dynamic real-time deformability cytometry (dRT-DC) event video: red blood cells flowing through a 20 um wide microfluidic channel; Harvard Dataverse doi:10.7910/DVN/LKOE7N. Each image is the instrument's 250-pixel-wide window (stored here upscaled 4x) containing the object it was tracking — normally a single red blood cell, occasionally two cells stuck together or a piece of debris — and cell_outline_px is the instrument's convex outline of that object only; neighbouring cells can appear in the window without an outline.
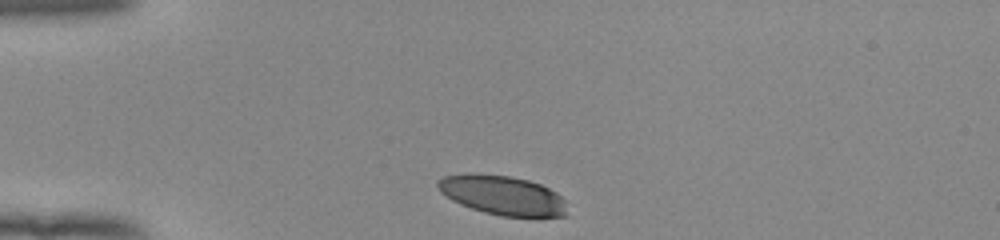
{"species": "human", "species_latin": "Homo sapiens", "temperature_condition": "room temperature", "stored_images_in_passage": 32, "camera_frame_rate_fps": 3000, "um_per_image_px": 0.085, "donor": {"sex": "female"}, "frame": {"image": 1, "passage_image": 1, "time_ms": 0.0, "image_size_px": [1000, 240], "cell_outline_px": [[568, 216], [536, 220], [500, 216], [484, 212], [460, 204], [452, 200], [440, 192], [436, 184], [436, 180], [444, 176], [468, 172], [472, 172], [508, 176], [528, 180], [540, 184], [556, 192], [564, 200]], "centroid_in_image_um": [42.76, 16.64], "position_along_channel_um": 42.2, "area_um2": 30.75}}
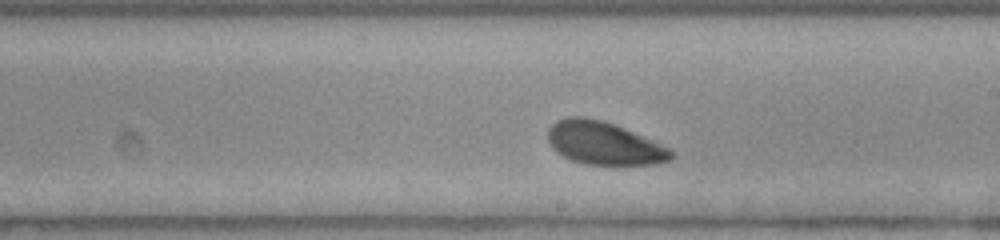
{"frame": {"image": 2, "passage_image": 19, "time_ms": 6.0, "image_size_px": [1000, 240], "cell_outline_px": [[672, 156], [668, 160], [660, 164], [584, 164], [572, 160], [556, 152], [552, 148], [548, 140], [548, 128], [556, 120], [568, 116], [584, 116], [604, 120], [624, 128], [660, 144], [668, 148], [672, 152]], "centroid_in_image_um": [51.27, 12.15], "position_along_channel_um": 237.7, "area_um2": 30.63}}
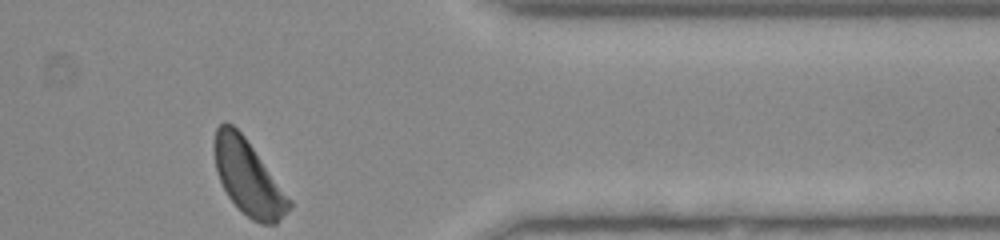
{"frame": {"image": 3, "passage_image": 32, "time_ms": 10.333, "image_size_px": [1000, 240], "cell_outline_px": [[292, 204], [280, 220], [276, 224], [260, 224], [252, 220], [228, 196], [216, 172], [212, 148], [212, 144], [216, 128], [224, 120], [232, 124], [244, 136], [292, 200]], "centroid_in_image_um": [21.06, 15.05], "position_along_channel_um": 390.3, "area_um2": 32.48}, "authors_computed_cell_mechanics": {"area_um2": 31.8189, "velocity_mm_per_s": 3.8616, "shape_relaxation_time_tau1_ms": 2.2814, "shape_relaxation_time_tau2_ms": 5.877, "deformation_change_tau1": 0.1163, "deformation_change_tau2": 0.1127}}